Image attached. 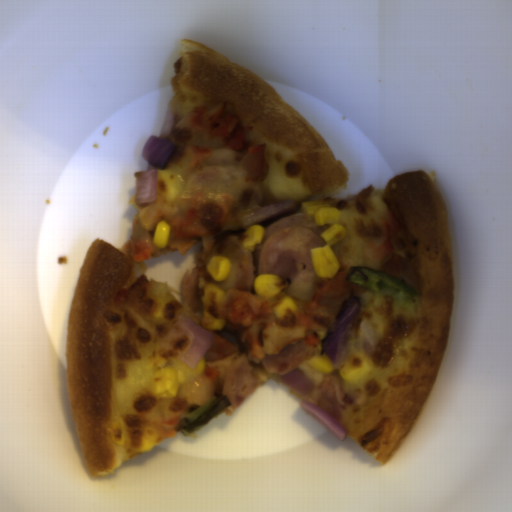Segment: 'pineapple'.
<instances>
[{
	"mask_svg": "<svg viewBox=\"0 0 512 512\" xmlns=\"http://www.w3.org/2000/svg\"><path fill=\"white\" fill-rule=\"evenodd\" d=\"M201 304L203 306L201 326L212 331L223 330L227 325L226 320H217L210 311V308L216 304L223 303L228 292L223 290L219 284L208 282L204 285Z\"/></svg>",
	"mask_w": 512,
	"mask_h": 512,
	"instance_id": "1",
	"label": "pineapple"
},
{
	"mask_svg": "<svg viewBox=\"0 0 512 512\" xmlns=\"http://www.w3.org/2000/svg\"><path fill=\"white\" fill-rule=\"evenodd\" d=\"M180 379L174 367H163L154 371L153 393L155 398L172 399L178 395Z\"/></svg>",
	"mask_w": 512,
	"mask_h": 512,
	"instance_id": "2",
	"label": "pineapple"
}]
</instances>
